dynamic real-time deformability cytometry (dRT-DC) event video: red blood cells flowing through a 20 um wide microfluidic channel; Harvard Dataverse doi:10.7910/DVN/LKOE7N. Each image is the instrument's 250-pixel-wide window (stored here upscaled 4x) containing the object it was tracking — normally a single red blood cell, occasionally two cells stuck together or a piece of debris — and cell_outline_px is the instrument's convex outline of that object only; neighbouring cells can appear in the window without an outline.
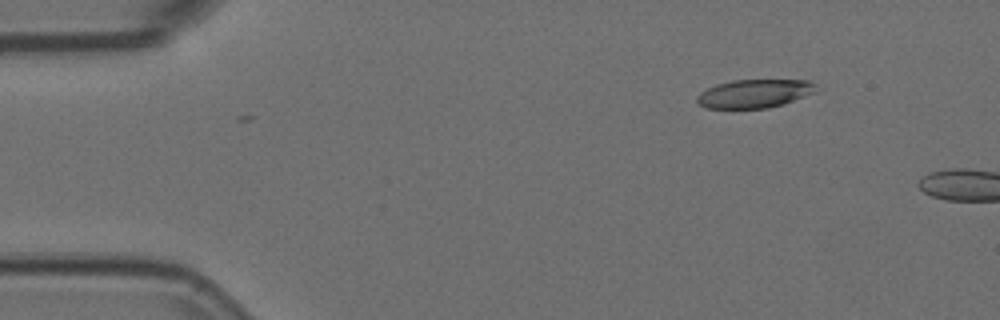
{"species": "Egyptian fruit bat (a non-hibernating species)", "species_latin": "Rousettus aegyptiacus", "temperature_condition": "room temperature", "stored_images_in_passage": 3, "camera_frame_rate_fps": 3000, "um_per_image_px": 0.085, "animal": {"sex": "female"}, "frame": {"image": 1, "passage_image": 2, "time_ms": 0.333, "image_size_px": [1000, 320], "cell_outline_px": [[816, 92], [768, 108], [708, 108], [700, 104], [696, 100], [696, 96], [700, 92], [716, 84], [732, 80], [812, 80], [816, 84]], "centroid_in_image_um": [64.12, 7.94], "position_along_channel_um": 20.9, "area_um2": 19.59}}